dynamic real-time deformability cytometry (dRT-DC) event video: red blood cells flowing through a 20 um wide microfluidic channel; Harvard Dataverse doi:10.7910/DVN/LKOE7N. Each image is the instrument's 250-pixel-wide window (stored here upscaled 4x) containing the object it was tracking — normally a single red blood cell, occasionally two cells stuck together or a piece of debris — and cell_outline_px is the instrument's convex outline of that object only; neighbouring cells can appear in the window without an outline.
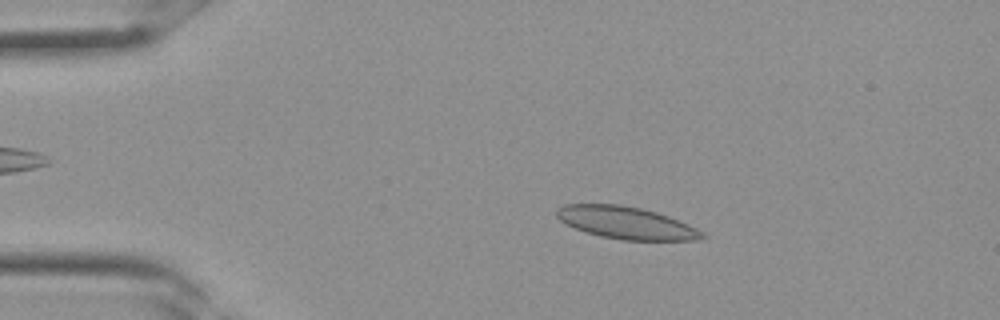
{"species": "Egyptian fruit bat (a non-hibernating species)", "species_latin": "Rousettus aegyptiacus", "temperature_condition": "room temperature", "stored_images_in_passage": 33, "camera_frame_rate_fps": 3000, "um_per_image_px": 0.085, "frame": {"image": 1, "passage_image": 6, "time_ms": 1.667, "image_size_px": [1000, 320], "cell_outline_px": [[708, 236], [696, 240], [620, 240], [600, 236], [584, 232], [560, 220], [556, 216], [556, 208], [564, 204], [620, 204], [640, 208], [656, 212], [668, 216], [688, 224], [704, 232]], "centroid_in_image_um": [53.22, 18.94], "position_along_channel_um": 31.8, "area_um2": 27.4}}
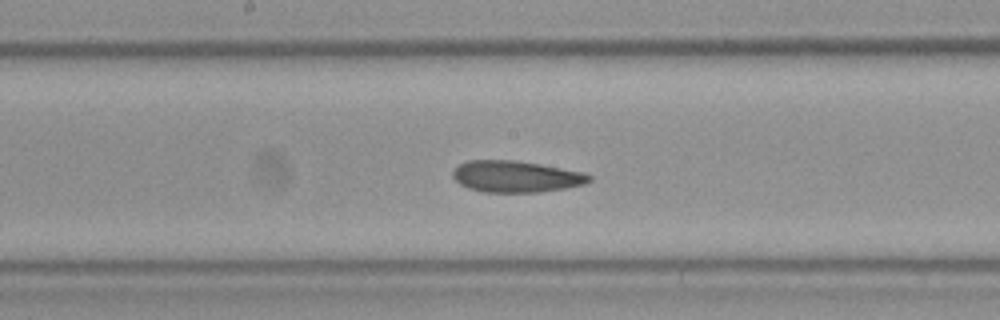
{"frame": {"image": 2, "passage_image": 17, "time_ms": 5.333, "image_size_px": [1000, 320], "cell_outline_px": [[592, 180], [584, 184], [564, 188], [540, 192], [484, 192], [468, 188], [460, 184], [452, 176], [452, 172], [460, 164], [468, 160], [516, 160], [540, 164], [584, 172], [592, 176]], "centroid_in_image_um": [43.86, 15.0], "position_along_channel_um": 204.3, "area_um2": 25.03}}
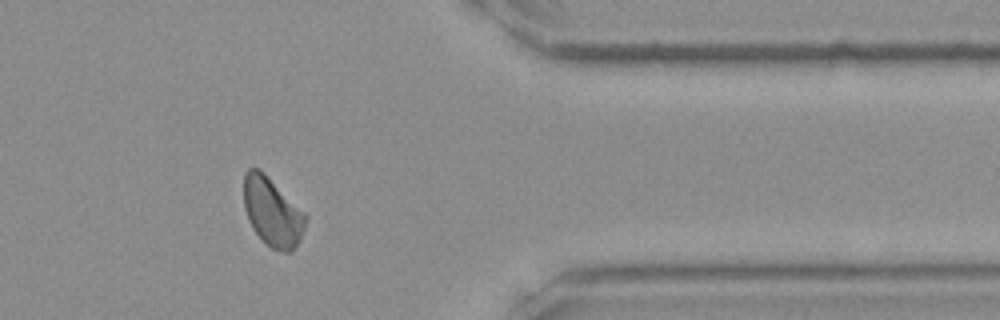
{"frame": {"image": 3, "passage_image": 27, "time_ms": 8.667, "image_size_px": [1000, 320], "cell_outline_px": [[308, 216], [300, 240], [292, 252], [284, 252], [272, 248], [252, 228], [248, 220], [244, 208], [244, 172], [248, 168], [260, 168]], "centroid_in_image_um": [23.15, 18.0], "position_along_channel_um": 388.3, "area_um2": 24.62}}